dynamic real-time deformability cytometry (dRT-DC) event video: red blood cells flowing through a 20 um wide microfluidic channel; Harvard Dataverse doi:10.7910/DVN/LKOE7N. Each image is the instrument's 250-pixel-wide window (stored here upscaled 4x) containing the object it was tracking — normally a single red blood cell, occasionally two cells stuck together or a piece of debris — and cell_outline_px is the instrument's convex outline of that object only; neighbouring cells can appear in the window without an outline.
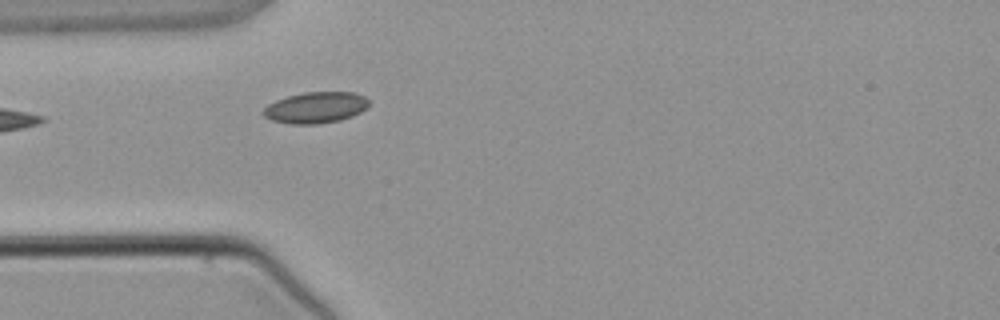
{"species": "common noctule bat (a hibernating species)", "species_latin": "Nyctalus noctula", "temperature_condition": "warm", "stored_images_in_passage": 3, "camera_frame_rate_fps": 3000, "um_per_image_px": 0.085, "animal": {"sex": "male", "body_mass_g": 21.5, "forearm_length_mm": 52.0}, "frame": {"image": 1, "passage_image": 3, "time_ms": 2.333, "image_size_px": [1000, 320], "cell_outline_px": [[368, 104], [360, 112], [352, 116], [340, 120], [316, 124], [292, 124], [272, 120], [264, 116], [260, 112], [268, 104], [276, 100], [288, 96], [304, 92], [356, 92], [364, 96], [368, 100]], "centroid_in_image_um": [26.8, 9.14], "position_along_channel_um": 58.2, "area_um2": 19.13}}